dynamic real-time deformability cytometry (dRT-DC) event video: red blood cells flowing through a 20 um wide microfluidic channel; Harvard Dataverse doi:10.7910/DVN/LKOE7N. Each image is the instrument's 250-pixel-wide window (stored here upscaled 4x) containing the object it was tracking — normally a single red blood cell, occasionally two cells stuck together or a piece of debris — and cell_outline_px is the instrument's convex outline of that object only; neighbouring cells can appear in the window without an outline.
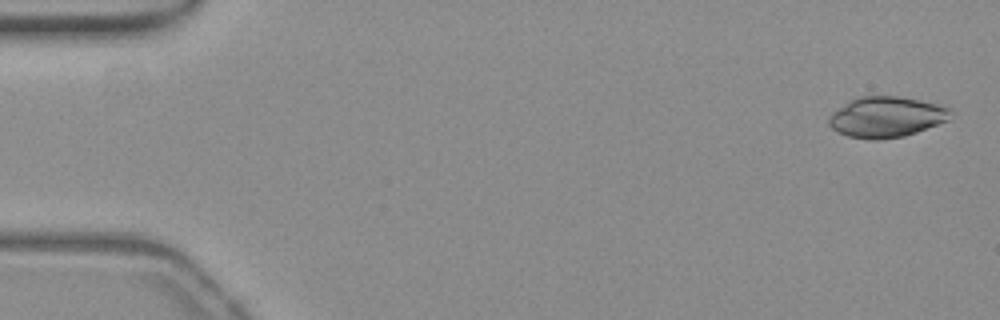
{"species": "common noctule bat (a hibernating species)", "species_latin": "Nyctalus noctula", "temperature_condition": "warm", "stored_images_in_passage": 55, "camera_frame_rate_fps": 3000, "um_per_image_px": 0.085, "animal": {"sex": "female", "body_mass_g": 19.3, "forearm_length_mm": 54.1}, "frame": {"image": 1, "passage_image": 2, "time_ms": 0.333, "image_size_px": [1000, 320], "cell_outline_px": [[952, 112], [948, 120], [916, 132], [904, 136], [880, 140], [872, 140], [848, 136], [836, 132], [828, 124], [828, 116], [832, 112], [856, 96], [900, 96], [920, 100], [936, 104], [948, 108]], "centroid_in_image_um": [75.29, 9.94], "position_along_channel_um": 9.7, "area_um2": 28.9}}
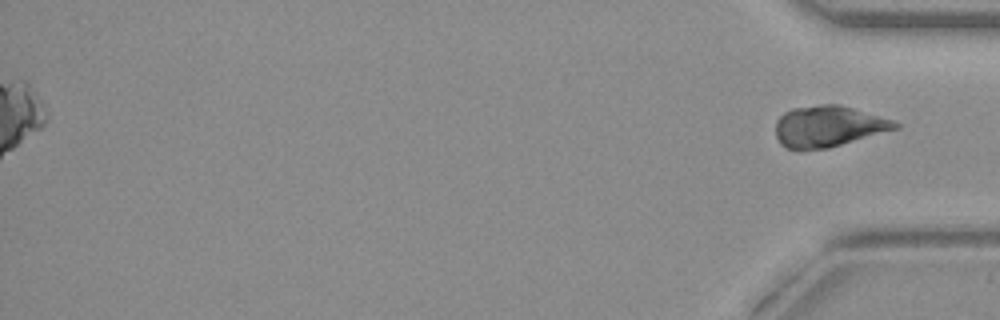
{"frame": {"image": 2, "passage_image": 55, "time_ms": 18.0, "image_size_px": [1000, 320], "cell_outline_px": [[900, 128], [828, 148], [784, 148], [776, 140], [776, 120], [784, 112], [792, 108], [820, 104], [836, 104], [852, 108], [896, 120], [900, 124]], "centroid_in_image_um": [70.42, 10.73], "position_along_channel_um": 364.8, "area_um2": 28.61}}